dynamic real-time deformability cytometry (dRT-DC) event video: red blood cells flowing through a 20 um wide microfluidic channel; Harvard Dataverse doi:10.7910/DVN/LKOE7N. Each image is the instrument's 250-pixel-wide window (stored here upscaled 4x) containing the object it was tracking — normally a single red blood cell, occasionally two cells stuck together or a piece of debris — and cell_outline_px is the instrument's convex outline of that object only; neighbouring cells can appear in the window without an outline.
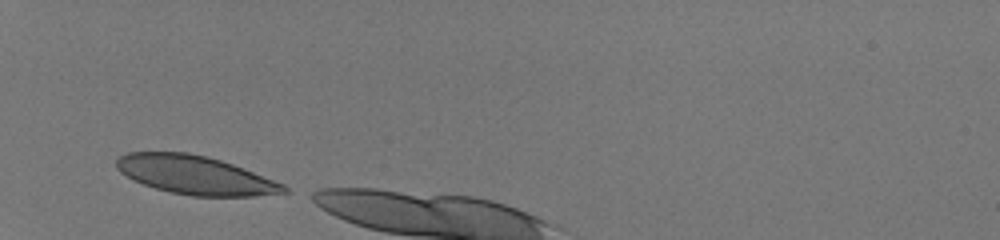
{"species": "human", "species_latin": "Homo sapiens", "temperature_condition": "room temperature", "stored_images_in_passage": 5, "camera_frame_rate_fps": 3000, "um_per_image_px": 0.085, "donor": {"sex": "male"}, "frame": {"image": 1, "passage_image": 1, "time_ms": 0.0, "image_size_px": [1000, 240], "cell_outline_px": [[292, 192], [256, 196], [192, 196], [172, 192], [156, 188], [132, 180], [120, 172], [116, 168], [116, 160], [120, 156], [128, 152], [188, 152], [208, 156], [232, 164], [284, 184]], "centroid_in_image_um": [16.59, 14.88], "position_along_channel_um": 68.4, "area_um2": 37.57}}